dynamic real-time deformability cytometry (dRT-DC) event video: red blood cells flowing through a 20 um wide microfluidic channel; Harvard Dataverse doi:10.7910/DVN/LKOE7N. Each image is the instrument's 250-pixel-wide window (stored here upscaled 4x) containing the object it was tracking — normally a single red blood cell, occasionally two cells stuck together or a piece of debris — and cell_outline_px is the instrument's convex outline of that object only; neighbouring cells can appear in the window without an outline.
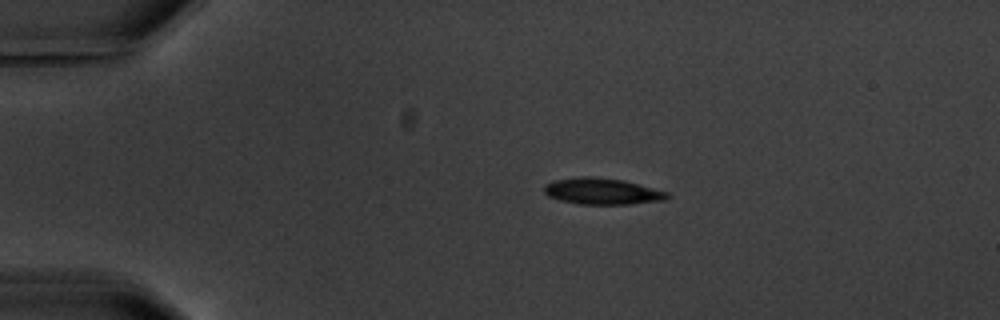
{"species": "common noctule bat (a hibernating species)", "species_latin": "Nyctalus noctula", "temperature_condition": "warm", "stored_images_in_passage": 2, "segment_of_instrument_passage": [1, 2], "camera_frame_rate_fps": 3000, "um_per_image_px": 0.085, "animal": {"sex": "male", "body_mass_g": 20.1, "forearm_length_mm": 53.5}, "frame": {"image": 1, "passage_image": 1, "time_ms": 0.0, "image_size_px": [1000, 320], "cell_outline_px": [[672, 196], [664, 200], [628, 204], [580, 204], [560, 200], [548, 196], [544, 192], [544, 184], [552, 180], [580, 176], [592, 176], [624, 180], [668, 192]], "centroid_in_image_um": [51.17, 16.25], "position_along_channel_um": 33.8, "area_um2": 19.02}}